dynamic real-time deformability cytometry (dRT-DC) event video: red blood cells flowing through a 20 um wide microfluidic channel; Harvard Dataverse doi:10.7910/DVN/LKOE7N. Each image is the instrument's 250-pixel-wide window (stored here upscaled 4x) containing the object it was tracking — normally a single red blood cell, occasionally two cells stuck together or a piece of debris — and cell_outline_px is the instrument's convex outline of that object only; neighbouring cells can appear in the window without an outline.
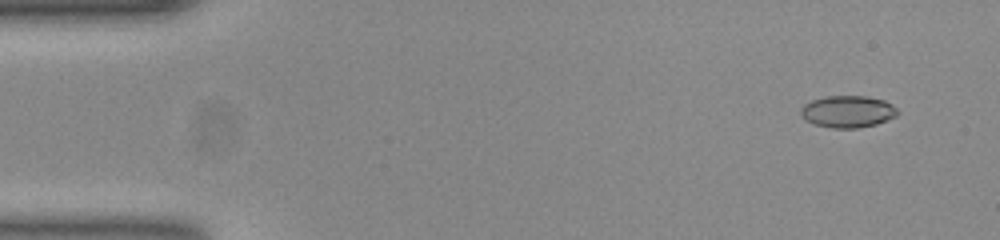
{"species": "common noctule bat (a hibernating species)", "species_latin": "Nyctalus noctula", "temperature_condition": "room temperature", "stored_images_in_passage": 53, "camera_frame_rate_fps": 3000, "um_per_image_px": 0.085, "animal": {"sex": "female", "body_mass_g": 23.0, "forearm_length_mm": 53.4}, "frame": {"image": 1, "passage_image": 4, "time_ms": 1.0, "image_size_px": [1000, 240], "cell_outline_px": [[900, 112], [896, 116], [888, 120], [876, 124], [856, 128], [832, 128], [816, 124], [804, 120], [800, 112], [800, 108], [804, 104], [812, 100], [824, 96], [868, 96], [884, 100], [892, 104]], "centroid_in_image_um": [72.06, 9.48], "position_along_channel_um": 12.9, "area_um2": 18.15}}
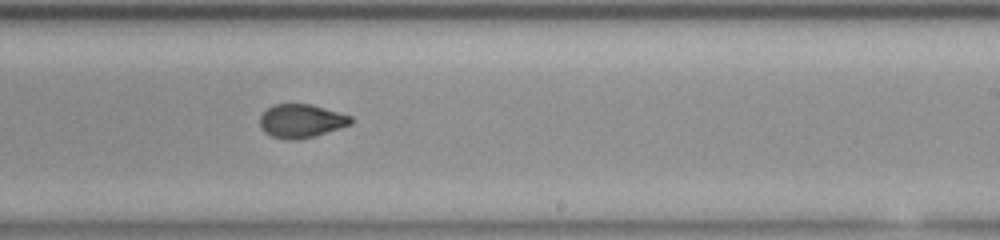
{"frame": {"image": 2, "passage_image": 32, "time_ms": 10.333, "image_size_px": [1000, 240], "cell_outline_px": [[352, 124], [312, 136], [296, 140], [284, 140], [272, 136], [264, 132], [260, 128], [260, 116], [272, 104], [312, 104], [352, 116]], "centroid_in_image_um": [25.58, 10.27], "position_along_channel_um": 263.4, "area_um2": 17.74}}
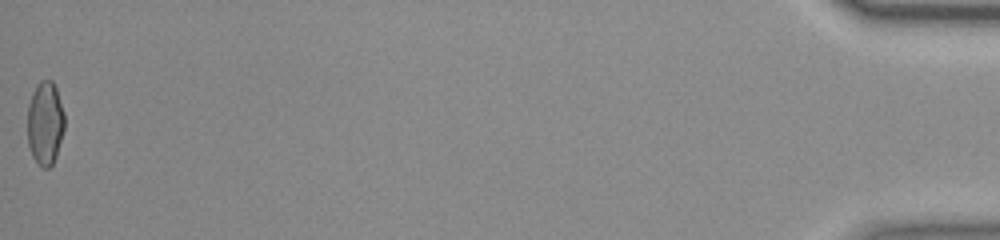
{"frame": {"image": 3, "passage_image": 53, "time_ms": 17.333, "image_size_px": [1000, 240], "cell_outline_px": [[64, 128], [56, 156], [52, 164], [48, 168], [44, 168], [32, 156], [28, 144], [28, 104], [32, 92], [36, 84], [40, 80], [52, 80], [56, 88], [64, 112]], "centroid_in_image_um": [3.83, 10.43], "position_along_channel_um": 431.4, "area_um2": 17.98}, "authors_computed_cell_mechanics": {"area_um2": 18.0914, "velocity_mm_per_s": 3.8877, "shape_relaxation_time_tau1_ms": 11.3618, "shape_relaxation_time_tau2_ms": 1.2222, "deformation_change_tau1": 0.2572, "deformation_change_tau2": 0.0567}}